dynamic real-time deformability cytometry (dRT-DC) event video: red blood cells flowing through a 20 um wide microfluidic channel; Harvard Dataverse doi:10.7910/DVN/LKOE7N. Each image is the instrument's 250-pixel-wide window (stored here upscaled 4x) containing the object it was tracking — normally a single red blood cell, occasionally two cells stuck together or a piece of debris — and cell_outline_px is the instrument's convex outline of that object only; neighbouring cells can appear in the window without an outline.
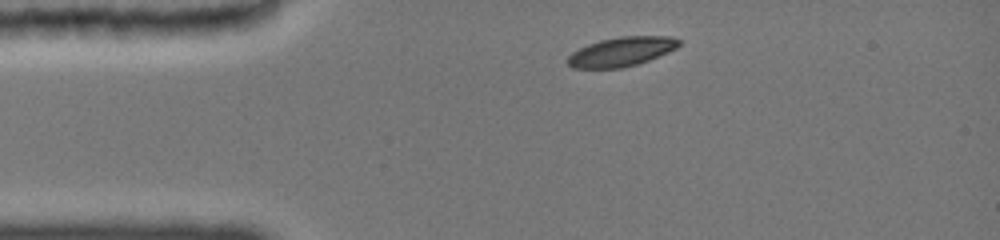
{"species": "common noctule bat (a hibernating species)", "species_latin": "Nyctalus noctula", "temperature_condition": "cold", "stored_images_in_passage": 4, "camera_frame_rate_fps": 3000, "um_per_image_px": 0.085, "animal": {"sex": "female", "body_mass_g": 19.0, "forearm_length_mm": 51.5}, "frame": {"image": 1, "passage_image": 1, "time_ms": 0.0, "image_size_px": [1000, 240], "cell_outline_px": [[680, 44], [676, 48], [668, 52], [648, 60], [636, 64], [620, 68], [572, 68], [564, 60], [572, 52], [588, 44], [600, 40], [620, 36], [672, 36], [680, 40]], "centroid_in_image_um": [52.79, 4.39], "position_along_channel_um": 32.2, "area_um2": 18.96}}
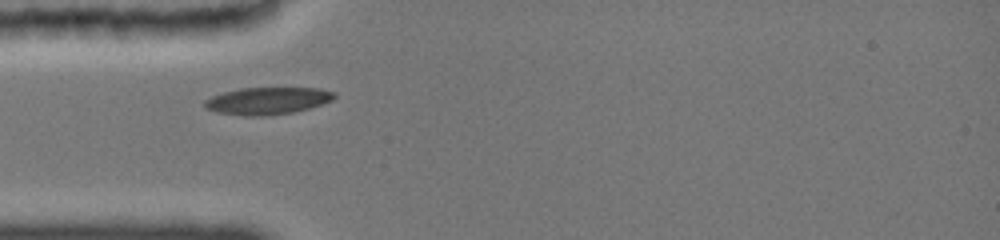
{"frame": {"image": 2, "passage_image": 3, "time_ms": 1.667, "image_size_px": [1000, 240], "cell_outline_px": [[336, 96], [332, 100], [308, 108], [292, 112], [256, 116], [248, 116], [216, 112], [208, 108], [204, 104], [204, 100], [212, 96], [224, 92], [240, 88], [320, 88], [336, 92]], "centroid_in_image_um": [22.74, 8.55], "position_along_channel_um": 62.3, "area_um2": 20.23}}